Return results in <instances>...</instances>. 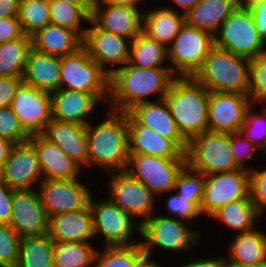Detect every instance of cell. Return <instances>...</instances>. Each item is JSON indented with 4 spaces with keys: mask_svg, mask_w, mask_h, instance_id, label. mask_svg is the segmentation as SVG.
Segmentation results:
<instances>
[{
    "mask_svg": "<svg viewBox=\"0 0 266 267\" xmlns=\"http://www.w3.org/2000/svg\"><path fill=\"white\" fill-rule=\"evenodd\" d=\"M250 172L240 168L205 175L200 210L207 220L220 207L238 199L250 198Z\"/></svg>",
    "mask_w": 266,
    "mask_h": 267,
    "instance_id": "4fadbf2b",
    "label": "cell"
},
{
    "mask_svg": "<svg viewBox=\"0 0 266 267\" xmlns=\"http://www.w3.org/2000/svg\"><path fill=\"white\" fill-rule=\"evenodd\" d=\"M42 135L61 148L84 171L88 168L86 125L51 119Z\"/></svg>",
    "mask_w": 266,
    "mask_h": 267,
    "instance_id": "603a6c76",
    "label": "cell"
},
{
    "mask_svg": "<svg viewBox=\"0 0 266 267\" xmlns=\"http://www.w3.org/2000/svg\"><path fill=\"white\" fill-rule=\"evenodd\" d=\"M21 236L9 225L0 223V267H16Z\"/></svg>",
    "mask_w": 266,
    "mask_h": 267,
    "instance_id": "f6af8a7d",
    "label": "cell"
},
{
    "mask_svg": "<svg viewBox=\"0 0 266 267\" xmlns=\"http://www.w3.org/2000/svg\"><path fill=\"white\" fill-rule=\"evenodd\" d=\"M261 154H262L263 158L266 156V142H265L264 147L261 149Z\"/></svg>",
    "mask_w": 266,
    "mask_h": 267,
    "instance_id": "be15d7a7",
    "label": "cell"
},
{
    "mask_svg": "<svg viewBox=\"0 0 266 267\" xmlns=\"http://www.w3.org/2000/svg\"><path fill=\"white\" fill-rule=\"evenodd\" d=\"M11 110L29 135L42 134L51 121V94L24 83L12 99Z\"/></svg>",
    "mask_w": 266,
    "mask_h": 267,
    "instance_id": "9a60e30c",
    "label": "cell"
},
{
    "mask_svg": "<svg viewBox=\"0 0 266 267\" xmlns=\"http://www.w3.org/2000/svg\"><path fill=\"white\" fill-rule=\"evenodd\" d=\"M259 168L254 167L249 171V196L257 211L263 215L266 211V167Z\"/></svg>",
    "mask_w": 266,
    "mask_h": 267,
    "instance_id": "7dc6e473",
    "label": "cell"
},
{
    "mask_svg": "<svg viewBox=\"0 0 266 267\" xmlns=\"http://www.w3.org/2000/svg\"><path fill=\"white\" fill-rule=\"evenodd\" d=\"M42 180L34 146L29 141L15 144L0 169V181L14 190H29L37 188Z\"/></svg>",
    "mask_w": 266,
    "mask_h": 267,
    "instance_id": "e0dca14e",
    "label": "cell"
},
{
    "mask_svg": "<svg viewBox=\"0 0 266 267\" xmlns=\"http://www.w3.org/2000/svg\"><path fill=\"white\" fill-rule=\"evenodd\" d=\"M32 38L24 34L19 39L0 44V76L23 77Z\"/></svg>",
    "mask_w": 266,
    "mask_h": 267,
    "instance_id": "d590c367",
    "label": "cell"
},
{
    "mask_svg": "<svg viewBox=\"0 0 266 267\" xmlns=\"http://www.w3.org/2000/svg\"><path fill=\"white\" fill-rule=\"evenodd\" d=\"M82 179H43L39 183L37 190L49 218L83 209L89 204L92 187Z\"/></svg>",
    "mask_w": 266,
    "mask_h": 267,
    "instance_id": "5bb4252c",
    "label": "cell"
},
{
    "mask_svg": "<svg viewBox=\"0 0 266 267\" xmlns=\"http://www.w3.org/2000/svg\"><path fill=\"white\" fill-rule=\"evenodd\" d=\"M143 9L142 31L166 48L185 25V14L164 6Z\"/></svg>",
    "mask_w": 266,
    "mask_h": 267,
    "instance_id": "f1b7e54d",
    "label": "cell"
},
{
    "mask_svg": "<svg viewBox=\"0 0 266 267\" xmlns=\"http://www.w3.org/2000/svg\"><path fill=\"white\" fill-rule=\"evenodd\" d=\"M129 154H144L166 159H186L183 152L171 139L153 129L139 124L128 112Z\"/></svg>",
    "mask_w": 266,
    "mask_h": 267,
    "instance_id": "7402d4cb",
    "label": "cell"
},
{
    "mask_svg": "<svg viewBox=\"0 0 266 267\" xmlns=\"http://www.w3.org/2000/svg\"><path fill=\"white\" fill-rule=\"evenodd\" d=\"M92 8L93 6H78L60 0H49L51 24L71 29L83 39Z\"/></svg>",
    "mask_w": 266,
    "mask_h": 267,
    "instance_id": "e575fe53",
    "label": "cell"
},
{
    "mask_svg": "<svg viewBox=\"0 0 266 267\" xmlns=\"http://www.w3.org/2000/svg\"><path fill=\"white\" fill-rule=\"evenodd\" d=\"M214 46V35L185 23L167 47L170 70L176 77H192Z\"/></svg>",
    "mask_w": 266,
    "mask_h": 267,
    "instance_id": "8fae6325",
    "label": "cell"
},
{
    "mask_svg": "<svg viewBox=\"0 0 266 267\" xmlns=\"http://www.w3.org/2000/svg\"><path fill=\"white\" fill-rule=\"evenodd\" d=\"M20 0H0V18H12L19 15Z\"/></svg>",
    "mask_w": 266,
    "mask_h": 267,
    "instance_id": "db71d44e",
    "label": "cell"
},
{
    "mask_svg": "<svg viewBox=\"0 0 266 267\" xmlns=\"http://www.w3.org/2000/svg\"><path fill=\"white\" fill-rule=\"evenodd\" d=\"M205 184V175L189 169L187 166L180 172L174 190L185 198H190L200 206Z\"/></svg>",
    "mask_w": 266,
    "mask_h": 267,
    "instance_id": "7bdbcfd3",
    "label": "cell"
},
{
    "mask_svg": "<svg viewBox=\"0 0 266 267\" xmlns=\"http://www.w3.org/2000/svg\"><path fill=\"white\" fill-rule=\"evenodd\" d=\"M22 83V77L0 76V108L10 107L16 91Z\"/></svg>",
    "mask_w": 266,
    "mask_h": 267,
    "instance_id": "c3c4849f",
    "label": "cell"
},
{
    "mask_svg": "<svg viewBox=\"0 0 266 267\" xmlns=\"http://www.w3.org/2000/svg\"><path fill=\"white\" fill-rule=\"evenodd\" d=\"M145 0H93V5L141 6Z\"/></svg>",
    "mask_w": 266,
    "mask_h": 267,
    "instance_id": "6f0895ef",
    "label": "cell"
},
{
    "mask_svg": "<svg viewBox=\"0 0 266 267\" xmlns=\"http://www.w3.org/2000/svg\"><path fill=\"white\" fill-rule=\"evenodd\" d=\"M61 57L30 50L22 81L49 93L59 89Z\"/></svg>",
    "mask_w": 266,
    "mask_h": 267,
    "instance_id": "83f0119b",
    "label": "cell"
},
{
    "mask_svg": "<svg viewBox=\"0 0 266 267\" xmlns=\"http://www.w3.org/2000/svg\"><path fill=\"white\" fill-rule=\"evenodd\" d=\"M143 8V5H93L90 20L99 29L131 41L142 31Z\"/></svg>",
    "mask_w": 266,
    "mask_h": 267,
    "instance_id": "ffe728a7",
    "label": "cell"
},
{
    "mask_svg": "<svg viewBox=\"0 0 266 267\" xmlns=\"http://www.w3.org/2000/svg\"><path fill=\"white\" fill-rule=\"evenodd\" d=\"M264 0H238V6L243 8H251L252 6L256 5L257 3H260Z\"/></svg>",
    "mask_w": 266,
    "mask_h": 267,
    "instance_id": "94428289",
    "label": "cell"
},
{
    "mask_svg": "<svg viewBox=\"0 0 266 267\" xmlns=\"http://www.w3.org/2000/svg\"><path fill=\"white\" fill-rule=\"evenodd\" d=\"M28 141L37 152L43 179H75L82 177L83 169L70 159L61 148L50 142L42 134L32 135Z\"/></svg>",
    "mask_w": 266,
    "mask_h": 267,
    "instance_id": "d4e9b609",
    "label": "cell"
},
{
    "mask_svg": "<svg viewBox=\"0 0 266 267\" xmlns=\"http://www.w3.org/2000/svg\"><path fill=\"white\" fill-rule=\"evenodd\" d=\"M103 119L86 125L88 168L110 172L125 171L129 158L127 112L106 108Z\"/></svg>",
    "mask_w": 266,
    "mask_h": 267,
    "instance_id": "7a4b0ae2",
    "label": "cell"
},
{
    "mask_svg": "<svg viewBox=\"0 0 266 267\" xmlns=\"http://www.w3.org/2000/svg\"><path fill=\"white\" fill-rule=\"evenodd\" d=\"M159 261H155L150 257L145 256L136 267H161Z\"/></svg>",
    "mask_w": 266,
    "mask_h": 267,
    "instance_id": "680465c9",
    "label": "cell"
},
{
    "mask_svg": "<svg viewBox=\"0 0 266 267\" xmlns=\"http://www.w3.org/2000/svg\"><path fill=\"white\" fill-rule=\"evenodd\" d=\"M54 246L49 233L21 237L16 267H54Z\"/></svg>",
    "mask_w": 266,
    "mask_h": 267,
    "instance_id": "836d02e7",
    "label": "cell"
},
{
    "mask_svg": "<svg viewBox=\"0 0 266 267\" xmlns=\"http://www.w3.org/2000/svg\"><path fill=\"white\" fill-rule=\"evenodd\" d=\"M157 211L148 217L140 225V242L147 257L153 258L152 252L160 248L164 252L179 253L186 256V253L201 245L200 240L204 237L201 230L192 228L194 225L185 220L168 217ZM195 229V231H194ZM191 249V250H190ZM184 253V254H183Z\"/></svg>",
    "mask_w": 266,
    "mask_h": 267,
    "instance_id": "277c9868",
    "label": "cell"
},
{
    "mask_svg": "<svg viewBox=\"0 0 266 267\" xmlns=\"http://www.w3.org/2000/svg\"><path fill=\"white\" fill-rule=\"evenodd\" d=\"M72 5L93 6V0H60Z\"/></svg>",
    "mask_w": 266,
    "mask_h": 267,
    "instance_id": "91938a15",
    "label": "cell"
},
{
    "mask_svg": "<svg viewBox=\"0 0 266 267\" xmlns=\"http://www.w3.org/2000/svg\"><path fill=\"white\" fill-rule=\"evenodd\" d=\"M212 257V258H211ZM211 257H198L195 259H192L191 261L181 262V264L177 265V267H228L225 263L224 255L222 256H211ZM183 263V264H182ZM176 267V266H175Z\"/></svg>",
    "mask_w": 266,
    "mask_h": 267,
    "instance_id": "816d5d0a",
    "label": "cell"
},
{
    "mask_svg": "<svg viewBox=\"0 0 266 267\" xmlns=\"http://www.w3.org/2000/svg\"><path fill=\"white\" fill-rule=\"evenodd\" d=\"M238 7V0H200L185 13L186 24L215 35Z\"/></svg>",
    "mask_w": 266,
    "mask_h": 267,
    "instance_id": "4dcf8cb0",
    "label": "cell"
},
{
    "mask_svg": "<svg viewBox=\"0 0 266 267\" xmlns=\"http://www.w3.org/2000/svg\"><path fill=\"white\" fill-rule=\"evenodd\" d=\"M209 219L215 220L217 224L222 223L225 227L227 226L228 230L233 232L232 234L249 232L258 227L256 225L258 221H263L262 215L257 211L250 198L227 203L216 210Z\"/></svg>",
    "mask_w": 266,
    "mask_h": 267,
    "instance_id": "1f68e13d",
    "label": "cell"
},
{
    "mask_svg": "<svg viewBox=\"0 0 266 267\" xmlns=\"http://www.w3.org/2000/svg\"><path fill=\"white\" fill-rule=\"evenodd\" d=\"M49 221L37 188L14 190L9 225L21 237L48 233Z\"/></svg>",
    "mask_w": 266,
    "mask_h": 267,
    "instance_id": "ac0fdd59",
    "label": "cell"
},
{
    "mask_svg": "<svg viewBox=\"0 0 266 267\" xmlns=\"http://www.w3.org/2000/svg\"><path fill=\"white\" fill-rule=\"evenodd\" d=\"M127 112L139 124L171 139L183 152L186 151L187 141L181 136L165 98L136 104Z\"/></svg>",
    "mask_w": 266,
    "mask_h": 267,
    "instance_id": "cb8c5ba5",
    "label": "cell"
},
{
    "mask_svg": "<svg viewBox=\"0 0 266 267\" xmlns=\"http://www.w3.org/2000/svg\"><path fill=\"white\" fill-rule=\"evenodd\" d=\"M170 4L162 3L161 6L171 8L181 13L188 12L192 7L196 6L200 0H167ZM172 3H171V2ZM172 4V5H171Z\"/></svg>",
    "mask_w": 266,
    "mask_h": 267,
    "instance_id": "11a10c76",
    "label": "cell"
},
{
    "mask_svg": "<svg viewBox=\"0 0 266 267\" xmlns=\"http://www.w3.org/2000/svg\"><path fill=\"white\" fill-rule=\"evenodd\" d=\"M48 233L54 242H95L90 205L50 217Z\"/></svg>",
    "mask_w": 266,
    "mask_h": 267,
    "instance_id": "484cf974",
    "label": "cell"
},
{
    "mask_svg": "<svg viewBox=\"0 0 266 267\" xmlns=\"http://www.w3.org/2000/svg\"><path fill=\"white\" fill-rule=\"evenodd\" d=\"M209 91L193 77H175L165 100L181 136L188 142L208 131Z\"/></svg>",
    "mask_w": 266,
    "mask_h": 267,
    "instance_id": "3957f363",
    "label": "cell"
},
{
    "mask_svg": "<svg viewBox=\"0 0 266 267\" xmlns=\"http://www.w3.org/2000/svg\"><path fill=\"white\" fill-rule=\"evenodd\" d=\"M93 241L55 242L54 267H94L98 246Z\"/></svg>",
    "mask_w": 266,
    "mask_h": 267,
    "instance_id": "8d00e7d4",
    "label": "cell"
},
{
    "mask_svg": "<svg viewBox=\"0 0 266 267\" xmlns=\"http://www.w3.org/2000/svg\"><path fill=\"white\" fill-rule=\"evenodd\" d=\"M250 9L253 14L259 35L266 43V0L257 3Z\"/></svg>",
    "mask_w": 266,
    "mask_h": 267,
    "instance_id": "f5cc1de1",
    "label": "cell"
},
{
    "mask_svg": "<svg viewBox=\"0 0 266 267\" xmlns=\"http://www.w3.org/2000/svg\"><path fill=\"white\" fill-rule=\"evenodd\" d=\"M105 175L108 181L105 182L107 197L140 225L158 211V197L144 183L131 177L126 171Z\"/></svg>",
    "mask_w": 266,
    "mask_h": 267,
    "instance_id": "30bf717a",
    "label": "cell"
},
{
    "mask_svg": "<svg viewBox=\"0 0 266 267\" xmlns=\"http://www.w3.org/2000/svg\"><path fill=\"white\" fill-rule=\"evenodd\" d=\"M214 45L253 59L266 50L250 8L238 6L214 35Z\"/></svg>",
    "mask_w": 266,
    "mask_h": 267,
    "instance_id": "9c48e42d",
    "label": "cell"
},
{
    "mask_svg": "<svg viewBox=\"0 0 266 267\" xmlns=\"http://www.w3.org/2000/svg\"><path fill=\"white\" fill-rule=\"evenodd\" d=\"M251 106L247 94L209 91L208 130L213 132H239Z\"/></svg>",
    "mask_w": 266,
    "mask_h": 267,
    "instance_id": "d6986e66",
    "label": "cell"
},
{
    "mask_svg": "<svg viewBox=\"0 0 266 267\" xmlns=\"http://www.w3.org/2000/svg\"><path fill=\"white\" fill-rule=\"evenodd\" d=\"M251 59L213 46L192 76L208 91L247 94Z\"/></svg>",
    "mask_w": 266,
    "mask_h": 267,
    "instance_id": "5b68a950",
    "label": "cell"
},
{
    "mask_svg": "<svg viewBox=\"0 0 266 267\" xmlns=\"http://www.w3.org/2000/svg\"><path fill=\"white\" fill-rule=\"evenodd\" d=\"M14 145L15 143L11 140L0 137V169L9 158L11 149Z\"/></svg>",
    "mask_w": 266,
    "mask_h": 267,
    "instance_id": "9f6ffc18",
    "label": "cell"
},
{
    "mask_svg": "<svg viewBox=\"0 0 266 267\" xmlns=\"http://www.w3.org/2000/svg\"><path fill=\"white\" fill-rule=\"evenodd\" d=\"M247 95L251 104L266 105V50L251 59Z\"/></svg>",
    "mask_w": 266,
    "mask_h": 267,
    "instance_id": "b9f144b4",
    "label": "cell"
},
{
    "mask_svg": "<svg viewBox=\"0 0 266 267\" xmlns=\"http://www.w3.org/2000/svg\"><path fill=\"white\" fill-rule=\"evenodd\" d=\"M230 149L233 153L236 164L240 168L249 171L254 168L252 164L249 165L252 161H256L254 158L256 157L257 159V157H262L261 149L250 142L240 132L230 133Z\"/></svg>",
    "mask_w": 266,
    "mask_h": 267,
    "instance_id": "ee69618b",
    "label": "cell"
},
{
    "mask_svg": "<svg viewBox=\"0 0 266 267\" xmlns=\"http://www.w3.org/2000/svg\"><path fill=\"white\" fill-rule=\"evenodd\" d=\"M185 166L186 159L129 154L125 171L144 183L154 195L159 197L174 190L175 181Z\"/></svg>",
    "mask_w": 266,
    "mask_h": 267,
    "instance_id": "7c38bea8",
    "label": "cell"
},
{
    "mask_svg": "<svg viewBox=\"0 0 266 267\" xmlns=\"http://www.w3.org/2000/svg\"><path fill=\"white\" fill-rule=\"evenodd\" d=\"M163 196H167V198L165 197L163 199ZM161 199L164 202L162 205H165L162 210V213L165 211V216L185 220L192 224L195 222L192 220L196 219L197 221L198 219H201V217H204L201 213L200 206L197 203L193 202L190 198H185L183 195H179L175 190L160 195L158 197V202Z\"/></svg>",
    "mask_w": 266,
    "mask_h": 267,
    "instance_id": "ab89813d",
    "label": "cell"
},
{
    "mask_svg": "<svg viewBox=\"0 0 266 267\" xmlns=\"http://www.w3.org/2000/svg\"><path fill=\"white\" fill-rule=\"evenodd\" d=\"M175 77L170 68H138L126 63L110 75L107 108L127 112L136 104L164 99Z\"/></svg>",
    "mask_w": 266,
    "mask_h": 267,
    "instance_id": "6da1fadb",
    "label": "cell"
},
{
    "mask_svg": "<svg viewBox=\"0 0 266 267\" xmlns=\"http://www.w3.org/2000/svg\"><path fill=\"white\" fill-rule=\"evenodd\" d=\"M0 137L9 139L15 144L26 142L30 137L10 107L0 108Z\"/></svg>",
    "mask_w": 266,
    "mask_h": 267,
    "instance_id": "bcb514c9",
    "label": "cell"
},
{
    "mask_svg": "<svg viewBox=\"0 0 266 267\" xmlns=\"http://www.w3.org/2000/svg\"><path fill=\"white\" fill-rule=\"evenodd\" d=\"M89 199L95 239L102 241V246H129L140 242V224L128 213L113 203L106 195ZM136 233V235H135ZM136 237V240L134 238ZM138 237V238H137ZM105 244V245H104Z\"/></svg>",
    "mask_w": 266,
    "mask_h": 267,
    "instance_id": "52a82bcc",
    "label": "cell"
},
{
    "mask_svg": "<svg viewBox=\"0 0 266 267\" xmlns=\"http://www.w3.org/2000/svg\"><path fill=\"white\" fill-rule=\"evenodd\" d=\"M31 38L34 50L59 57L76 52L82 47L83 42V39L71 29L51 23L37 30Z\"/></svg>",
    "mask_w": 266,
    "mask_h": 267,
    "instance_id": "f546056e",
    "label": "cell"
},
{
    "mask_svg": "<svg viewBox=\"0 0 266 267\" xmlns=\"http://www.w3.org/2000/svg\"><path fill=\"white\" fill-rule=\"evenodd\" d=\"M257 227L249 232L231 234L225 247L227 266L256 265L266 261V232Z\"/></svg>",
    "mask_w": 266,
    "mask_h": 267,
    "instance_id": "4316f807",
    "label": "cell"
},
{
    "mask_svg": "<svg viewBox=\"0 0 266 267\" xmlns=\"http://www.w3.org/2000/svg\"><path fill=\"white\" fill-rule=\"evenodd\" d=\"M100 248L95 255L94 267H136L146 256L141 242L129 246H101Z\"/></svg>",
    "mask_w": 266,
    "mask_h": 267,
    "instance_id": "74e56055",
    "label": "cell"
},
{
    "mask_svg": "<svg viewBox=\"0 0 266 267\" xmlns=\"http://www.w3.org/2000/svg\"><path fill=\"white\" fill-rule=\"evenodd\" d=\"M14 189L0 181V223L9 224Z\"/></svg>",
    "mask_w": 266,
    "mask_h": 267,
    "instance_id": "f907efd6",
    "label": "cell"
},
{
    "mask_svg": "<svg viewBox=\"0 0 266 267\" xmlns=\"http://www.w3.org/2000/svg\"><path fill=\"white\" fill-rule=\"evenodd\" d=\"M24 35L18 17L0 18V44Z\"/></svg>",
    "mask_w": 266,
    "mask_h": 267,
    "instance_id": "681fc988",
    "label": "cell"
},
{
    "mask_svg": "<svg viewBox=\"0 0 266 267\" xmlns=\"http://www.w3.org/2000/svg\"><path fill=\"white\" fill-rule=\"evenodd\" d=\"M185 157L189 169L204 175L240 169L230 149V133L199 134L187 142Z\"/></svg>",
    "mask_w": 266,
    "mask_h": 267,
    "instance_id": "ba28073f",
    "label": "cell"
},
{
    "mask_svg": "<svg viewBox=\"0 0 266 267\" xmlns=\"http://www.w3.org/2000/svg\"><path fill=\"white\" fill-rule=\"evenodd\" d=\"M18 18L23 33L33 35L51 23L49 0H20Z\"/></svg>",
    "mask_w": 266,
    "mask_h": 267,
    "instance_id": "f35d334b",
    "label": "cell"
},
{
    "mask_svg": "<svg viewBox=\"0 0 266 267\" xmlns=\"http://www.w3.org/2000/svg\"><path fill=\"white\" fill-rule=\"evenodd\" d=\"M128 64L138 68H170L167 48L143 31L130 41Z\"/></svg>",
    "mask_w": 266,
    "mask_h": 267,
    "instance_id": "d6a6232c",
    "label": "cell"
},
{
    "mask_svg": "<svg viewBox=\"0 0 266 267\" xmlns=\"http://www.w3.org/2000/svg\"><path fill=\"white\" fill-rule=\"evenodd\" d=\"M228 267H266V261L256 265H246V266H228Z\"/></svg>",
    "mask_w": 266,
    "mask_h": 267,
    "instance_id": "6125c7cd",
    "label": "cell"
},
{
    "mask_svg": "<svg viewBox=\"0 0 266 267\" xmlns=\"http://www.w3.org/2000/svg\"><path fill=\"white\" fill-rule=\"evenodd\" d=\"M258 106L251 104L245 114V121L239 132L250 142L262 149L266 142V105ZM258 111V112H257Z\"/></svg>",
    "mask_w": 266,
    "mask_h": 267,
    "instance_id": "60d3db41",
    "label": "cell"
},
{
    "mask_svg": "<svg viewBox=\"0 0 266 267\" xmlns=\"http://www.w3.org/2000/svg\"><path fill=\"white\" fill-rule=\"evenodd\" d=\"M109 78L110 75L89 56L83 46L61 57L59 89L93 94L105 104V109L109 99Z\"/></svg>",
    "mask_w": 266,
    "mask_h": 267,
    "instance_id": "8992f818",
    "label": "cell"
},
{
    "mask_svg": "<svg viewBox=\"0 0 266 267\" xmlns=\"http://www.w3.org/2000/svg\"><path fill=\"white\" fill-rule=\"evenodd\" d=\"M51 94V116L59 121L87 125L102 103L87 92L58 89ZM95 112V113H94Z\"/></svg>",
    "mask_w": 266,
    "mask_h": 267,
    "instance_id": "44dd1931",
    "label": "cell"
},
{
    "mask_svg": "<svg viewBox=\"0 0 266 267\" xmlns=\"http://www.w3.org/2000/svg\"><path fill=\"white\" fill-rule=\"evenodd\" d=\"M82 46L89 56L109 75L129 60L130 40L88 23Z\"/></svg>",
    "mask_w": 266,
    "mask_h": 267,
    "instance_id": "2e32d148",
    "label": "cell"
}]
</instances>
